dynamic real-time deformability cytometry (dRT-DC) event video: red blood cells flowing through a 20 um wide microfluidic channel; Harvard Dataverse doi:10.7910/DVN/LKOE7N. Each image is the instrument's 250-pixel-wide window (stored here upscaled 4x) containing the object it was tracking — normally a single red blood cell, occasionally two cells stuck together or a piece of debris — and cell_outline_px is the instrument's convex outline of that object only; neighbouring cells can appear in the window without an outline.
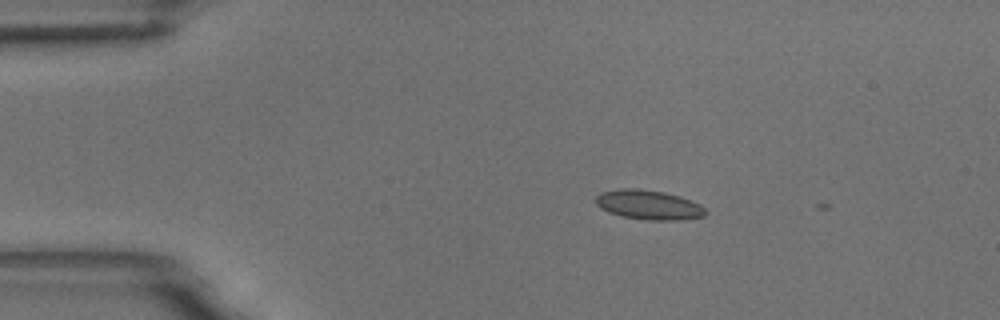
{"species": "common noctule bat (a hibernating species)", "species_latin": "Nyctalus noctula", "temperature_condition": "room temperature", "stored_images_in_passage": 5, "camera_frame_rate_fps": 3000, "um_per_image_px": 0.085, "animal": {"sex": "male", "body_mass_g": 18.8}, "frame": {"image": 1, "passage_image": 1, "time_ms": 0.0, "image_size_px": [1000, 320], "cell_outline_px": [[708, 212], [704, 216], [680, 220], [648, 220], [620, 216], [608, 212], [600, 208], [596, 204], [596, 196], [600, 192], [620, 188], [636, 188], [664, 192], [680, 196], [692, 200], [700, 204]], "centroid_in_image_um": [55.13, 17.41], "position_along_channel_um": 29.9, "area_um2": 19.07}}